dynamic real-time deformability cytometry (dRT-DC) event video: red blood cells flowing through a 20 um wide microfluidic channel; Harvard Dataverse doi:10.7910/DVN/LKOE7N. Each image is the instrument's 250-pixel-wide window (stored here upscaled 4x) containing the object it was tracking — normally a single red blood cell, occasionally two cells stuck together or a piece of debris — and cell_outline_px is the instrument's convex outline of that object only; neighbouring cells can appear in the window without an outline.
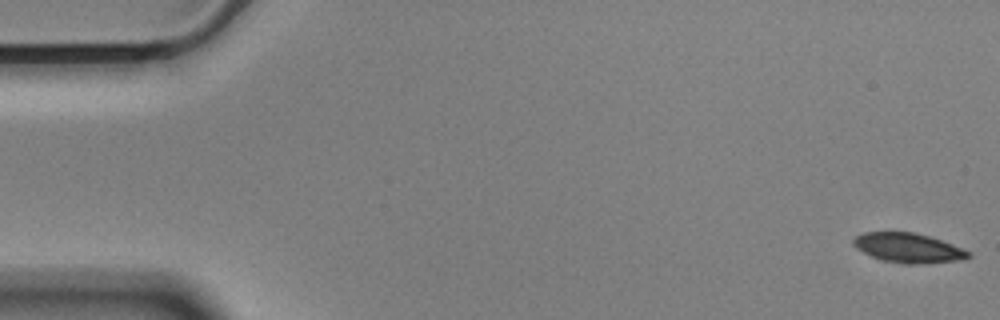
{"species": "Egyptian fruit bat (a non-hibernating species)", "species_latin": "Rousettus aegyptiacus", "temperature_condition": "cold", "stored_images_in_passage": 12, "camera_frame_rate_fps": 3000, "um_per_image_px": 0.085, "animal": {"sex": "male"}, "frame": {"image": 1, "passage_image": 1, "time_ms": 0.0, "image_size_px": [1000, 320], "cell_outline_px": [[972, 256], [964, 260], [916, 264], [904, 264], [884, 260], [872, 256], [856, 248], [852, 244], [852, 240], [860, 232], [912, 232], [928, 236], [952, 244], [972, 252]], "centroid_in_image_um": [77.22, 21.07], "position_along_channel_um": 7.8, "area_um2": 19.83}}